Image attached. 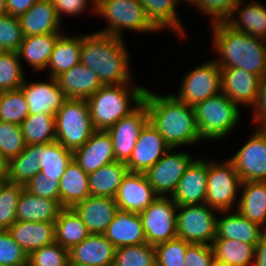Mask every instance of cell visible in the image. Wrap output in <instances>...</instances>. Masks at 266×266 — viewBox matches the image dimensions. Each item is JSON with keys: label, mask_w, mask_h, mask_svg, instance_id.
I'll list each match as a JSON object with an SVG mask.
<instances>
[{"label": "cell", "mask_w": 266, "mask_h": 266, "mask_svg": "<svg viewBox=\"0 0 266 266\" xmlns=\"http://www.w3.org/2000/svg\"><path fill=\"white\" fill-rule=\"evenodd\" d=\"M143 102L147 106L149 122L170 148H189L203 142L193 107L180 101L172 92L161 95L146 87Z\"/></svg>", "instance_id": "6da1fadb"}, {"label": "cell", "mask_w": 266, "mask_h": 266, "mask_svg": "<svg viewBox=\"0 0 266 266\" xmlns=\"http://www.w3.org/2000/svg\"><path fill=\"white\" fill-rule=\"evenodd\" d=\"M125 41L96 31L82 34L80 63L95 72L102 86L134 82Z\"/></svg>", "instance_id": "7a4b0ae2"}, {"label": "cell", "mask_w": 266, "mask_h": 266, "mask_svg": "<svg viewBox=\"0 0 266 266\" xmlns=\"http://www.w3.org/2000/svg\"><path fill=\"white\" fill-rule=\"evenodd\" d=\"M211 31L212 57L222 68H242L266 76V41L236 31L225 22L208 25Z\"/></svg>", "instance_id": "3957f363"}, {"label": "cell", "mask_w": 266, "mask_h": 266, "mask_svg": "<svg viewBox=\"0 0 266 266\" xmlns=\"http://www.w3.org/2000/svg\"><path fill=\"white\" fill-rule=\"evenodd\" d=\"M146 86L134 83L101 86L87 102L95 130H107L142 102Z\"/></svg>", "instance_id": "277c9868"}, {"label": "cell", "mask_w": 266, "mask_h": 266, "mask_svg": "<svg viewBox=\"0 0 266 266\" xmlns=\"http://www.w3.org/2000/svg\"><path fill=\"white\" fill-rule=\"evenodd\" d=\"M193 109L198 131L205 143L223 141L240 125L242 108L223 92L196 104Z\"/></svg>", "instance_id": "5b68a950"}, {"label": "cell", "mask_w": 266, "mask_h": 266, "mask_svg": "<svg viewBox=\"0 0 266 266\" xmlns=\"http://www.w3.org/2000/svg\"><path fill=\"white\" fill-rule=\"evenodd\" d=\"M96 16L107 21V25L95 31L113 37L123 39L126 30L140 34L161 33L150 21L139 0H96Z\"/></svg>", "instance_id": "8992f818"}, {"label": "cell", "mask_w": 266, "mask_h": 266, "mask_svg": "<svg viewBox=\"0 0 266 266\" xmlns=\"http://www.w3.org/2000/svg\"><path fill=\"white\" fill-rule=\"evenodd\" d=\"M56 141L75 151L82 147L95 131L87 99H68L55 114Z\"/></svg>", "instance_id": "52a82bcc"}, {"label": "cell", "mask_w": 266, "mask_h": 266, "mask_svg": "<svg viewBox=\"0 0 266 266\" xmlns=\"http://www.w3.org/2000/svg\"><path fill=\"white\" fill-rule=\"evenodd\" d=\"M241 179L234 164L227 158L208 159L206 204L218 212L236 210Z\"/></svg>", "instance_id": "ba28073f"}, {"label": "cell", "mask_w": 266, "mask_h": 266, "mask_svg": "<svg viewBox=\"0 0 266 266\" xmlns=\"http://www.w3.org/2000/svg\"><path fill=\"white\" fill-rule=\"evenodd\" d=\"M179 80L178 92L172 93L180 101L194 107L221 92V68L214 59L188 69Z\"/></svg>", "instance_id": "9c48e42d"}, {"label": "cell", "mask_w": 266, "mask_h": 266, "mask_svg": "<svg viewBox=\"0 0 266 266\" xmlns=\"http://www.w3.org/2000/svg\"><path fill=\"white\" fill-rule=\"evenodd\" d=\"M219 212L206 203L177 209V237L192 244L211 245L216 238Z\"/></svg>", "instance_id": "30bf717a"}, {"label": "cell", "mask_w": 266, "mask_h": 266, "mask_svg": "<svg viewBox=\"0 0 266 266\" xmlns=\"http://www.w3.org/2000/svg\"><path fill=\"white\" fill-rule=\"evenodd\" d=\"M177 209L171 197L159 196L140 213L148 244L155 246L177 237Z\"/></svg>", "instance_id": "8fae6325"}, {"label": "cell", "mask_w": 266, "mask_h": 266, "mask_svg": "<svg viewBox=\"0 0 266 266\" xmlns=\"http://www.w3.org/2000/svg\"><path fill=\"white\" fill-rule=\"evenodd\" d=\"M178 150V151H177ZM193 153L170 148L145 174L155 193L171 197L187 166L194 159Z\"/></svg>", "instance_id": "7c38bea8"}, {"label": "cell", "mask_w": 266, "mask_h": 266, "mask_svg": "<svg viewBox=\"0 0 266 266\" xmlns=\"http://www.w3.org/2000/svg\"><path fill=\"white\" fill-rule=\"evenodd\" d=\"M228 159L242 182L266 181V128L254 127L243 146Z\"/></svg>", "instance_id": "4fadbf2b"}, {"label": "cell", "mask_w": 266, "mask_h": 266, "mask_svg": "<svg viewBox=\"0 0 266 266\" xmlns=\"http://www.w3.org/2000/svg\"><path fill=\"white\" fill-rule=\"evenodd\" d=\"M149 122L147 106L142 102L129 115L107 129L112 139L116 161L126 163L131 157L143 127Z\"/></svg>", "instance_id": "5bb4252c"}, {"label": "cell", "mask_w": 266, "mask_h": 266, "mask_svg": "<svg viewBox=\"0 0 266 266\" xmlns=\"http://www.w3.org/2000/svg\"><path fill=\"white\" fill-rule=\"evenodd\" d=\"M47 78L46 81L39 79L32 82L26 76L20 87L28 104L29 115L56 114L68 100L66 94L59 88L56 78L49 76Z\"/></svg>", "instance_id": "9a60e30c"}, {"label": "cell", "mask_w": 266, "mask_h": 266, "mask_svg": "<svg viewBox=\"0 0 266 266\" xmlns=\"http://www.w3.org/2000/svg\"><path fill=\"white\" fill-rule=\"evenodd\" d=\"M208 160L195 157L187 166L171 198L177 204L198 205L206 202Z\"/></svg>", "instance_id": "2e32d148"}, {"label": "cell", "mask_w": 266, "mask_h": 266, "mask_svg": "<svg viewBox=\"0 0 266 266\" xmlns=\"http://www.w3.org/2000/svg\"><path fill=\"white\" fill-rule=\"evenodd\" d=\"M169 149L164 137L148 122L125 165L130 172L146 173Z\"/></svg>", "instance_id": "e0dca14e"}, {"label": "cell", "mask_w": 266, "mask_h": 266, "mask_svg": "<svg viewBox=\"0 0 266 266\" xmlns=\"http://www.w3.org/2000/svg\"><path fill=\"white\" fill-rule=\"evenodd\" d=\"M158 197L145 173L128 171L119 186L115 202L118 210L140 214Z\"/></svg>", "instance_id": "ac0fdd59"}, {"label": "cell", "mask_w": 266, "mask_h": 266, "mask_svg": "<svg viewBox=\"0 0 266 266\" xmlns=\"http://www.w3.org/2000/svg\"><path fill=\"white\" fill-rule=\"evenodd\" d=\"M261 77L242 68L221 69V92L242 109H251L259 90Z\"/></svg>", "instance_id": "d6986e66"}, {"label": "cell", "mask_w": 266, "mask_h": 266, "mask_svg": "<svg viewBox=\"0 0 266 266\" xmlns=\"http://www.w3.org/2000/svg\"><path fill=\"white\" fill-rule=\"evenodd\" d=\"M116 247L104 234H90L69 252L70 266H112Z\"/></svg>", "instance_id": "ffe728a7"}, {"label": "cell", "mask_w": 266, "mask_h": 266, "mask_svg": "<svg viewBox=\"0 0 266 266\" xmlns=\"http://www.w3.org/2000/svg\"><path fill=\"white\" fill-rule=\"evenodd\" d=\"M74 161L87 173L115 162L111 136L107 130H95L90 139L73 151Z\"/></svg>", "instance_id": "44dd1931"}, {"label": "cell", "mask_w": 266, "mask_h": 266, "mask_svg": "<svg viewBox=\"0 0 266 266\" xmlns=\"http://www.w3.org/2000/svg\"><path fill=\"white\" fill-rule=\"evenodd\" d=\"M73 209L90 234H104L118 211V205L115 198L89 195Z\"/></svg>", "instance_id": "7402d4cb"}, {"label": "cell", "mask_w": 266, "mask_h": 266, "mask_svg": "<svg viewBox=\"0 0 266 266\" xmlns=\"http://www.w3.org/2000/svg\"><path fill=\"white\" fill-rule=\"evenodd\" d=\"M250 1L241 0L225 23L236 31L266 41V5L257 0Z\"/></svg>", "instance_id": "603a6c76"}, {"label": "cell", "mask_w": 266, "mask_h": 266, "mask_svg": "<svg viewBox=\"0 0 266 266\" xmlns=\"http://www.w3.org/2000/svg\"><path fill=\"white\" fill-rule=\"evenodd\" d=\"M265 232L263 227L251 222L236 210L220 211L218 214L216 238H227L256 246Z\"/></svg>", "instance_id": "cb8c5ba5"}, {"label": "cell", "mask_w": 266, "mask_h": 266, "mask_svg": "<svg viewBox=\"0 0 266 266\" xmlns=\"http://www.w3.org/2000/svg\"><path fill=\"white\" fill-rule=\"evenodd\" d=\"M19 20L24 37L65 32L52 1L38 0Z\"/></svg>", "instance_id": "d4e9b609"}, {"label": "cell", "mask_w": 266, "mask_h": 266, "mask_svg": "<svg viewBox=\"0 0 266 266\" xmlns=\"http://www.w3.org/2000/svg\"><path fill=\"white\" fill-rule=\"evenodd\" d=\"M116 247L146 243L140 214L118 210L104 233Z\"/></svg>", "instance_id": "484cf974"}, {"label": "cell", "mask_w": 266, "mask_h": 266, "mask_svg": "<svg viewBox=\"0 0 266 266\" xmlns=\"http://www.w3.org/2000/svg\"><path fill=\"white\" fill-rule=\"evenodd\" d=\"M7 230L27 255L55 242V222L16 221Z\"/></svg>", "instance_id": "4316f807"}, {"label": "cell", "mask_w": 266, "mask_h": 266, "mask_svg": "<svg viewBox=\"0 0 266 266\" xmlns=\"http://www.w3.org/2000/svg\"><path fill=\"white\" fill-rule=\"evenodd\" d=\"M62 33H48L43 35L25 36L17 53L22 68V63H27L28 68L32 69L34 74L43 72L47 67L53 47L58 37ZM24 60V61H23Z\"/></svg>", "instance_id": "83f0119b"}, {"label": "cell", "mask_w": 266, "mask_h": 266, "mask_svg": "<svg viewBox=\"0 0 266 266\" xmlns=\"http://www.w3.org/2000/svg\"><path fill=\"white\" fill-rule=\"evenodd\" d=\"M150 21L161 31H168L179 40L188 37L186 26L179 16L177 0H139ZM181 17V18H180Z\"/></svg>", "instance_id": "f1b7e54d"}, {"label": "cell", "mask_w": 266, "mask_h": 266, "mask_svg": "<svg viewBox=\"0 0 266 266\" xmlns=\"http://www.w3.org/2000/svg\"><path fill=\"white\" fill-rule=\"evenodd\" d=\"M56 80L68 99H88L102 86L95 72L82 63L61 73Z\"/></svg>", "instance_id": "f546056e"}, {"label": "cell", "mask_w": 266, "mask_h": 266, "mask_svg": "<svg viewBox=\"0 0 266 266\" xmlns=\"http://www.w3.org/2000/svg\"><path fill=\"white\" fill-rule=\"evenodd\" d=\"M62 209L60 200L35 196L23 189L17 204L16 221L55 222Z\"/></svg>", "instance_id": "4dcf8cb0"}, {"label": "cell", "mask_w": 266, "mask_h": 266, "mask_svg": "<svg viewBox=\"0 0 266 266\" xmlns=\"http://www.w3.org/2000/svg\"><path fill=\"white\" fill-rule=\"evenodd\" d=\"M75 35V36H73ZM82 47L81 34H66L63 32L54 44L52 54L45 71L49 77L56 78L80 63Z\"/></svg>", "instance_id": "1f68e13d"}, {"label": "cell", "mask_w": 266, "mask_h": 266, "mask_svg": "<svg viewBox=\"0 0 266 266\" xmlns=\"http://www.w3.org/2000/svg\"><path fill=\"white\" fill-rule=\"evenodd\" d=\"M236 211L266 230V181L242 182Z\"/></svg>", "instance_id": "d6a6232c"}, {"label": "cell", "mask_w": 266, "mask_h": 266, "mask_svg": "<svg viewBox=\"0 0 266 266\" xmlns=\"http://www.w3.org/2000/svg\"><path fill=\"white\" fill-rule=\"evenodd\" d=\"M59 200L63 208H73L89 195L88 174L72 159L61 176Z\"/></svg>", "instance_id": "836d02e7"}, {"label": "cell", "mask_w": 266, "mask_h": 266, "mask_svg": "<svg viewBox=\"0 0 266 266\" xmlns=\"http://www.w3.org/2000/svg\"><path fill=\"white\" fill-rule=\"evenodd\" d=\"M124 162L115 161L88 174L89 192L92 196L115 198L119 186L127 174Z\"/></svg>", "instance_id": "e575fe53"}, {"label": "cell", "mask_w": 266, "mask_h": 266, "mask_svg": "<svg viewBox=\"0 0 266 266\" xmlns=\"http://www.w3.org/2000/svg\"><path fill=\"white\" fill-rule=\"evenodd\" d=\"M217 263L225 266H253L255 246L227 238H215L211 244Z\"/></svg>", "instance_id": "d590c367"}, {"label": "cell", "mask_w": 266, "mask_h": 266, "mask_svg": "<svg viewBox=\"0 0 266 266\" xmlns=\"http://www.w3.org/2000/svg\"><path fill=\"white\" fill-rule=\"evenodd\" d=\"M90 233L73 208H63L55 221V242L67 250L81 243Z\"/></svg>", "instance_id": "8d00e7d4"}, {"label": "cell", "mask_w": 266, "mask_h": 266, "mask_svg": "<svg viewBox=\"0 0 266 266\" xmlns=\"http://www.w3.org/2000/svg\"><path fill=\"white\" fill-rule=\"evenodd\" d=\"M73 159V151L58 141L39 145L40 173L48 179H60Z\"/></svg>", "instance_id": "74e56055"}, {"label": "cell", "mask_w": 266, "mask_h": 266, "mask_svg": "<svg viewBox=\"0 0 266 266\" xmlns=\"http://www.w3.org/2000/svg\"><path fill=\"white\" fill-rule=\"evenodd\" d=\"M26 145H42L56 141L55 114H32L21 124Z\"/></svg>", "instance_id": "f35d334b"}, {"label": "cell", "mask_w": 266, "mask_h": 266, "mask_svg": "<svg viewBox=\"0 0 266 266\" xmlns=\"http://www.w3.org/2000/svg\"><path fill=\"white\" fill-rule=\"evenodd\" d=\"M39 163V145H26L18 156L8 161L9 182L25 186L40 172Z\"/></svg>", "instance_id": "ab89813d"}, {"label": "cell", "mask_w": 266, "mask_h": 266, "mask_svg": "<svg viewBox=\"0 0 266 266\" xmlns=\"http://www.w3.org/2000/svg\"><path fill=\"white\" fill-rule=\"evenodd\" d=\"M112 266H156V252L147 242L116 248Z\"/></svg>", "instance_id": "60d3db41"}, {"label": "cell", "mask_w": 266, "mask_h": 266, "mask_svg": "<svg viewBox=\"0 0 266 266\" xmlns=\"http://www.w3.org/2000/svg\"><path fill=\"white\" fill-rule=\"evenodd\" d=\"M26 78L17 52L0 54V92L20 89Z\"/></svg>", "instance_id": "b9f144b4"}, {"label": "cell", "mask_w": 266, "mask_h": 266, "mask_svg": "<svg viewBox=\"0 0 266 266\" xmlns=\"http://www.w3.org/2000/svg\"><path fill=\"white\" fill-rule=\"evenodd\" d=\"M29 108L21 89L0 92V121L21 125Z\"/></svg>", "instance_id": "7bdbcfd3"}, {"label": "cell", "mask_w": 266, "mask_h": 266, "mask_svg": "<svg viewBox=\"0 0 266 266\" xmlns=\"http://www.w3.org/2000/svg\"><path fill=\"white\" fill-rule=\"evenodd\" d=\"M23 185L4 183L0 185V230H7L16 222L17 204Z\"/></svg>", "instance_id": "ee69618b"}, {"label": "cell", "mask_w": 266, "mask_h": 266, "mask_svg": "<svg viewBox=\"0 0 266 266\" xmlns=\"http://www.w3.org/2000/svg\"><path fill=\"white\" fill-rule=\"evenodd\" d=\"M25 147L21 125L0 121V155L9 161L18 156Z\"/></svg>", "instance_id": "f6af8a7d"}, {"label": "cell", "mask_w": 266, "mask_h": 266, "mask_svg": "<svg viewBox=\"0 0 266 266\" xmlns=\"http://www.w3.org/2000/svg\"><path fill=\"white\" fill-rule=\"evenodd\" d=\"M190 244L176 237L155 245L156 266H184L186 250Z\"/></svg>", "instance_id": "bcb514c9"}, {"label": "cell", "mask_w": 266, "mask_h": 266, "mask_svg": "<svg viewBox=\"0 0 266 266\" xmlns=\"http://www.w3.org/2000/svg\"><path fill=\"white\" fill-rule=\"evenodd\" d=\"M27 266H70L69 252L57 242L31 252Z\"/></svg>", "instance_id": "7dc6e473"}, {"label": "cell", "mask_w": 266, "mask_h": 266, "mask_svg": "<svg viewBox=\"0 0 266 266\" xmlns=\"http://www.w3.org/2000/svg\"><path fill=\"white\" fill-rule=\"evenodd\" d=\"M23 39L18 17L10 14L0 16V49L3 52H17Z\"/></svg>", "instance_id": "c3c4849f"}, {"label": "cell", "mask_w": 266, "mask_h": 266, "mask_svg": "<svg viewBox=\"0 0 266 266\" xmlns=\"http://www.w3.org/2000/svg\"><path fill=\"white\" fill-rule=\"evenodd\" d=\"M27 265V253L11 237L8 230H0V266Z\"/></svg>", "instance_id": "681fc988"}, {"label": "cell", "mask_w": 266, "mask_h": 266, "mask_svg": "<svg viewBox=\"0 0 266 266\" xmlns=\"http://www.w3.org/2000/svg\"><path fill=\"white\" fill-rule=\"evenodd\" d=\"M241 0H200V4L195 8L204 17H208V25L225 22L232 10Z\"/></svg>", "instance_id": "f907efd6"}, {"label": "cell", "mask_w": 266, "mask_h": 266, "mask_svg": "<svg viewBox=\"0 0 266 266\" xmlns=\"http://www.w3.org/2000/svg\"><path fill=\"white\" fill-rule=\"evenodd\" d=\"M60 179H48L44 174L38 172L25 186L28 192L35 196L59 200Z\"/></svg>", "instance_id": "816d5d0a"}, {"label": "cell", "mask_w": 266, "mask_h": 266, "mask_svg": "<svg viewBox=\"0 0 266 266\" xmlns=\"http://www.w3.org/2000/svg\"><path fill=\"white\" fill-rule=\"evenodd\" d=\"M53 3L61 22H63L65 15L77 17L89 11V13L94 14L92 16L96 15V0H55Z\"/></svg>", "instance_id": "f5cc1de1"}, {"label": "cell", "mask_w": 266, "mask_h": 266, "mask_svg": "<svg viewBox=\"0 0 266 266\" xmlns=\"http://www.w3.org/2000/svg\"><path fill=\"white\" fill-rule=\"evenodd\" d=\"M215 263L211 245L190 244L187 247L184 266H212Z\"/></svg>", "instance_id": "db71d44e"}, {"label": "cell", "mask_w": 266, "mask_h": 266, "mask_svg": "<svg viewBox=\"0 0 266 266\" xmlns=\"http://www.w3.org/2000/svg\"><path fill=\"white\" fill-rule=\"evenodd\" d=\"M250 117L255 128H266V76L261 78L257 98L251 107Z\"/></svg>", "instance_id": "11a10c76"}, {"label": "cell", "mask_w": 266, "mask_h": 266, "mask_svg": "<svg viewBox=\"0 0 266 266\" xmlns=\"http://www.w3.org/2000/svg\"><path fill=\"white\" fill-rule=\"evenodd\" d=\"M38 0H6L7 14L20 17L28 11Z\"/></svg>", "instance_id": "9f6ffc18"}, {"label": "cell", "mask_w": 266, "mask_h": 266, "mask_svg": "<svg viewBox=\"0 0 266 266\" xmlns=\"http://www.w3.org/2000/svg\"><path fill=\"white\" fill-rule=\"evenodd\" d=\"M253 266H266V232L255 246Z\"/></svg>", "instance_id": "6f0895ef"}, {"label": "cell", "mask_w": 266, "mask_h": 266, "mask_svg": "<svg viewBox=\"0 0 266 266\" xmlns=\"http://www.w3.org/2000/svg\"><path fill=\"white\" fill-rule=\"evenodd\" d=\"M9 182L8 180V161L0 155V185Z\"/></svg>", "instance_id": "680465c9"}, {"label": "cell", "mask_w": 266, "mask_h": 266, "mask_svg": "<svg viewBox=\"0 0 266 266\" xmlns=\"http://www.w3.org/2000/svg\"><path fill=\"white\" fill-rule=\"evenodd\" d=\"M180 2H182L183 4L186 3L187 6H190V8L192 7L193 9L200 4V0H177L178 4H181Z\"/></svg>", "instance_id": "91938a15"}, {"label": "cell", "mask_w": 266, "mask_h": 266, "mask_svg": "<svg viewBox=\"0 0 266 266\" xmlns=\"http://www.w3.org/2000/svg\"><path fill=\"white\" fill-rule=\"evenodd\" d=\"M7 14L6 0H0V16Z\"/></svg>", "instance_id": "94428289"}, {"label": "cell", "mask_w": 266, "mask_h": 266, "mask_svg": "<svg viewBox=\"0 0 266 266\" xmlns=\"http://www.w3.org/2000/svg\"><path fill=\"white\" fill-rule=\"evenodd\" d=\"M212 266H225V265H222V264L217 263V262L215 261V263H214Z\"/></svg>", "instance_id": "6125c7cd"}]
</instances>
